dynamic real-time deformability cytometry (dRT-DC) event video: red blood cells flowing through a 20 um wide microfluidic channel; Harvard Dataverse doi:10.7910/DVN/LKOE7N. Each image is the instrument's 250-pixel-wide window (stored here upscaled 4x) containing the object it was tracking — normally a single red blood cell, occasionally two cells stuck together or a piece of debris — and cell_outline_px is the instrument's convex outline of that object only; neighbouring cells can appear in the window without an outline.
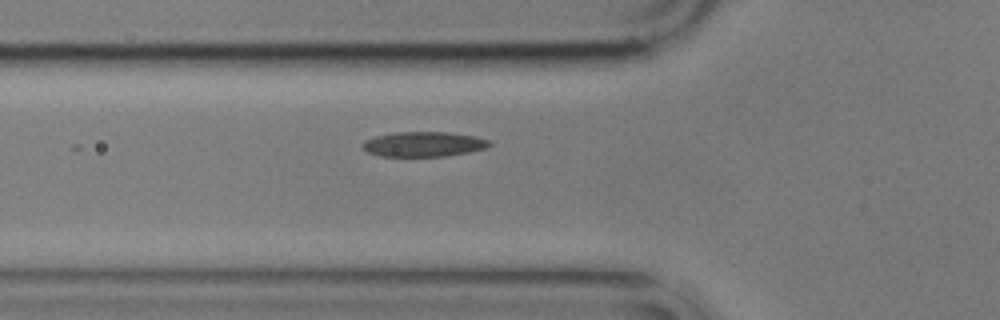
{"species": "common noctule bat (a hibernating species)", "species_latin": "Nyctalus noctula", "temperature_condition": "cold", "stored_images_in_passage": 4, "camera_frame_rate_fps": 3000, "um_per_image_px": 0.085, "animal": {"sex": "male", "body_mass_g": 17.9}, "frame": {"image": 1, "passage_image": 4, "time_ms": 3.667, "image_size_px": [1000, 320], "cell_outline_px": [[492, 144], [488, 148], [448, 156], [380, 156], [368, 152], [360, 148], [360, 144], [364, 140], [376, 136], [396, 132], [448, 132], [472, 136], [492, 140]], "centroid_in_image_um": [36.0, 12.26], "position_along_channel_um": 89.8, "area_um2": 18.61}}